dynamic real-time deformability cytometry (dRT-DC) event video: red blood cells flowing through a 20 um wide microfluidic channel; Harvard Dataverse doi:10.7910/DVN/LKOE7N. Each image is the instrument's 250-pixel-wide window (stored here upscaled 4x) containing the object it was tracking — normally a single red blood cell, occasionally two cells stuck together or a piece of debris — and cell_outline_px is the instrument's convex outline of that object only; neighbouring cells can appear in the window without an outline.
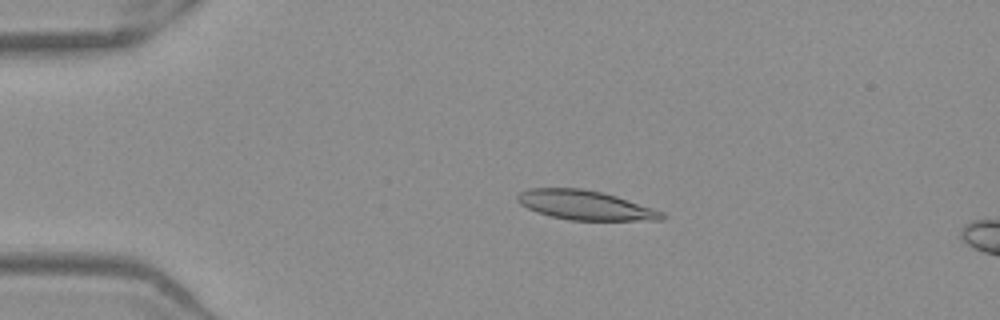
{"species": "Egyptian fruit bat (a non-hibernating species)", "species_latin": "Rousettus aegyptiacus", "temperature_condition": "warm", "stored_images_in_passage": 7, "camera_frame_rate_fps": 3000, "um_per_image_px": 0.085, "frame": {"image": 1, "passage_image": 2, "time_ms": 0.333, "image_size_px": [1000, 320], "cell_outline_px": [[668, 216], [664, 220], [568, 220], [536, 212], [520, 204], [516, 200], [516, 196], [520, 192], [528, 188], [580, 188], [600, 192], [616, 196], [664, 212]], "centroid_in_image_um": [49.74, 17.44], "position_along_channel_um": 35.3, "area_um2": 24.68}}